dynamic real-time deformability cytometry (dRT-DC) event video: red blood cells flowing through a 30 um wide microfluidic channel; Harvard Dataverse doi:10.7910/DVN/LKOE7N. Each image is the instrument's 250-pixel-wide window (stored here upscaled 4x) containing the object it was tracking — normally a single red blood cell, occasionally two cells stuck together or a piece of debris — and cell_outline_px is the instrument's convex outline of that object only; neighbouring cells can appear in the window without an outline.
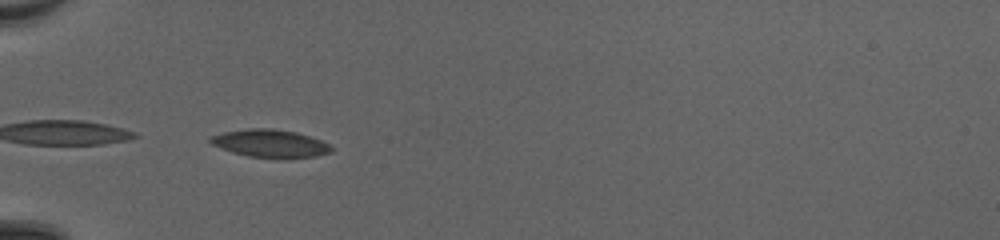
{"species": "common noctule bat (a hibernating species)", "species_latin": "Nyctalus noctula", "temperature_condition": "cold", "stored_images_in_passage": 30, "camera_frame_rate_fps": 3000, "um_per_image_px": 0.085, "animal": {"sex": "female", "body_mass_g": 20.0, "forearm_length_mm": 54.0}, "frame": {"image": 1, "passage_image": 1, "time_ms": 0.0, "image_size_px": [1000, 240], "cell_outline_px": [[332, 152], [316, 156], [248, 156], [232, 152], [212, 144], [208, 140], [208, 136], [224, 132], [248, 128], [272, 128], [296, 132], [320, 140], [328, 144], [332, 148]], "centroid_in_image_um": [22.91, 12.15], "position_along_channel_um": 62.1, "area_um2": 18.96}}
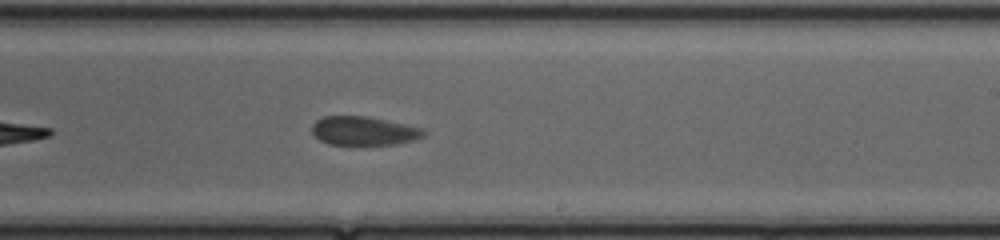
{"frame": {"image": 2, "passage_image": 16, "time_ms": 5.0, "image_size_px": [1000, 240], "cell_outline_px": [[424, 136], [416, 140], [396, 144], [328, 144], [320, 140], [312, 132], [312, 124], [316, 120], [324, 116], [368, 116], [424, 128]], "centroid_in_image_um": [30.93, 11.11], "position_along_channel_um": 258.1, "area_um2": 18.73}}
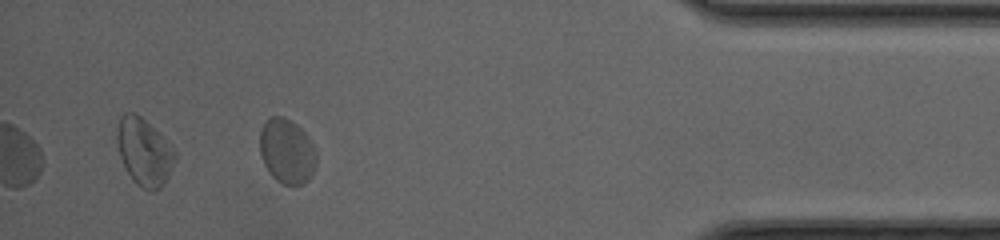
{"frame": {"image": 3, "passage_image": 30, "time_ms": 9.667, "image_size_px": [1000, 240], "cell_outline_px": [[316, 164], [308, 180], [304, 184], [284, 184], [276, 180], [268, 172], [264, 164], [260, 152], [260, 128], [272, 116], [284, 116], [296, 124], [308, 136], [316, 152]], "centroid_in_image_um": [24.38, 12.85], "position_along_channel_um": 410.8, "area_um2": 21.27}, "authors_computed_cell_mechanics": {"area_um2": 20.0855, "velocity_mm_per_s": 4.1257, "shape_relaxation_time_tau1_ms": 2.8909, "shape_relaxation_time_tau2_ms": 0.9299, "deformation_change_tau1": 0.0558, "deformation_change_tau2": 0.0463}}